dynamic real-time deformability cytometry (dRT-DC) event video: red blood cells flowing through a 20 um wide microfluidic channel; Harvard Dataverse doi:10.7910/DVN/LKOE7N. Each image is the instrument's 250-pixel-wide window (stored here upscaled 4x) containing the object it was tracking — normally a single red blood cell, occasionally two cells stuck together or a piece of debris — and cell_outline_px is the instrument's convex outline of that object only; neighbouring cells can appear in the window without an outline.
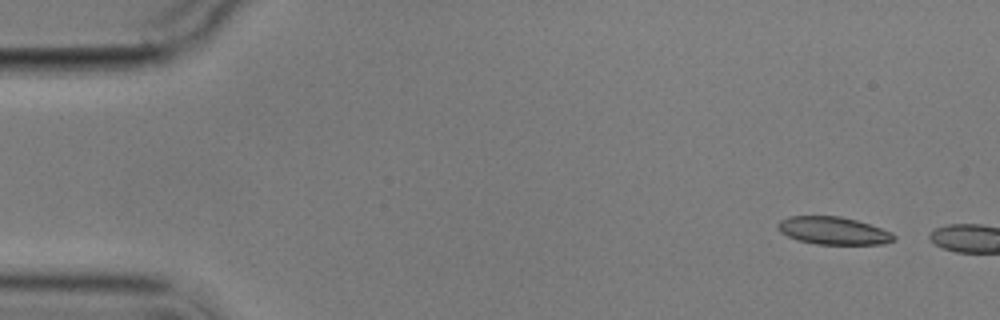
{"species": "common noctule bat (a hibernating species)", "species_latin": "Nyctalus noctula", "temperature_condition": "cold", "stored_images_in_passage": 2, "camera_frame_rate_fps": 3000, "um_per_image_px": 0.085, "animal": {"sex": "male", "body_mass_g": 17.9}, "frame": {"image": 1, "passage_image": 1, "time_ms": 0.0, "image_size_px": [1000, 320], "cell_outline_px": [[896, 240], [884, 244], [816, 244], [796, 240], [780, 232], [776, 228], [776, 224], [780, 220], [788, 216], [840, 216], [856, 220], [892, 232], [896, 236]], "centroid_in_image_um": [70.81, 19.61], "position_along_channel_um": 14.2, "area_um2": 18.84}}